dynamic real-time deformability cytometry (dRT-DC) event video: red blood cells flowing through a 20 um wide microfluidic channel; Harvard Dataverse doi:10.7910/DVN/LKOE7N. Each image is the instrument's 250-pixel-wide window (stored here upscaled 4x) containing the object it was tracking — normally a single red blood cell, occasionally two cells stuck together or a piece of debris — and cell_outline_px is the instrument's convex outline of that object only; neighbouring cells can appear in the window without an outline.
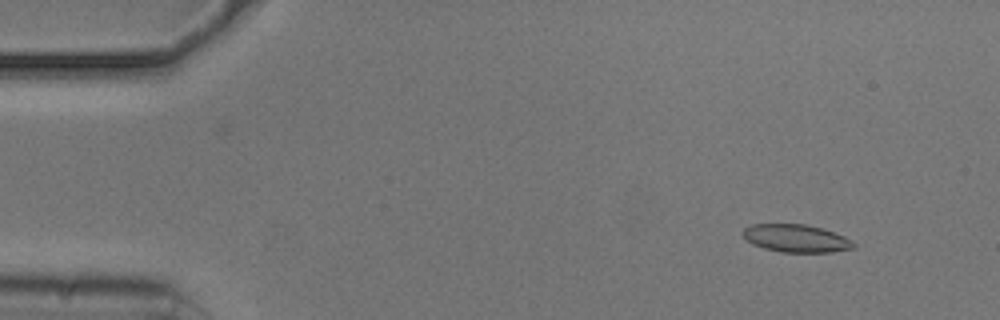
{"species": "common noctule bat (a hibernating species)", "species_latin": "Nyctalus noctula", "temperature_condition": "cold", "stored_images_in_passage": 54, "camera_frame_rate_fps": 3000, "um_per_image_px": 0.085, "animal": {"sex": "male", "body_mass_g": 20.5, "forearm_length_mm": 52.5}, "frame": {"image": 1, "passage_image": 5, "time_ms": 1.333, "image_size_px": [1000, 320], "cell_outline_px": [[856, 248], [832, 252], [780, 252], [764, 248], [752, 244], [740, 232], [744, 228], [752, 224], [804, 224], [820, 228], [844, 236], [852, 240], [856, 244]], "centroid_in_image_um": [67.67, 20.26], "position_along_channel_um": 17.3, "area_um2": 17.92}}
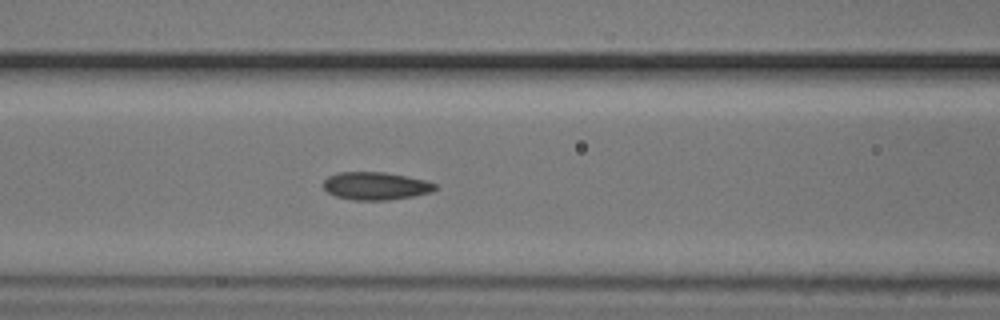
{"frame": {"image": 2, "passage_image": 22, "time_ms": 7.0, "image_size_px": [1000, 320], "cell_outline_px": [[440, 188], [432, 192], [412, 196], [388, 200], [356, 200], [336, 196], [328, 192], [324, 188], [324, 180], [328, 176], [336, 172], [384, 172], [408, 176], [440, 184]], "centroid_in_image_um": [31.99, 15.79], "position_along_channel_um": 134.6, "area_um2": 18.26}}
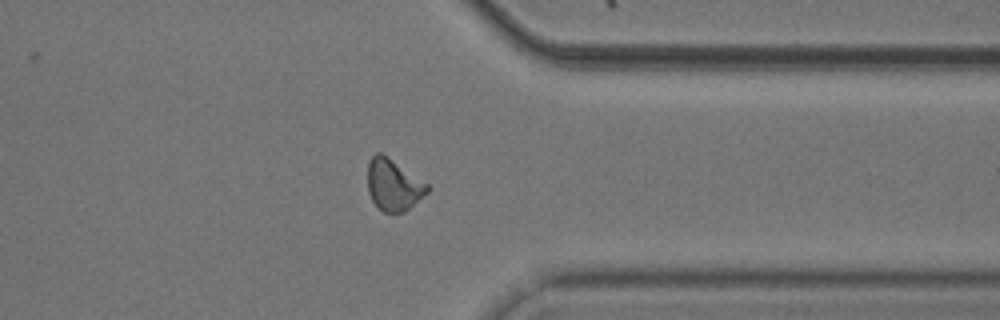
{"frame": {"image": 3, "passage_image": 42, "time_ms": 13.667, "image_size_px": [1000, 320], "cell_outline_px": [[432, 188], [428, 192], [404, 212], [384, 212], [372, 200], [368, 192], [368, 164], [372, 156], [376, 152], [380, 152], [428, 184]], "centroid_in_image_um": [33.44, 15.72], "position_along_channel_um": 378.0, "area_um2": 17.57}, "authors_computed_cell_mechanics": {"area_um2": 18.0047, "velocity_mm_per_s": 3.7353, "shape_relaxation_time_tau1_ms": null, "shape_relaxation_time_tau2_ms": 2.978, "deformation_change_tau1": null, "deformation_change_tau2": 0.0771}}